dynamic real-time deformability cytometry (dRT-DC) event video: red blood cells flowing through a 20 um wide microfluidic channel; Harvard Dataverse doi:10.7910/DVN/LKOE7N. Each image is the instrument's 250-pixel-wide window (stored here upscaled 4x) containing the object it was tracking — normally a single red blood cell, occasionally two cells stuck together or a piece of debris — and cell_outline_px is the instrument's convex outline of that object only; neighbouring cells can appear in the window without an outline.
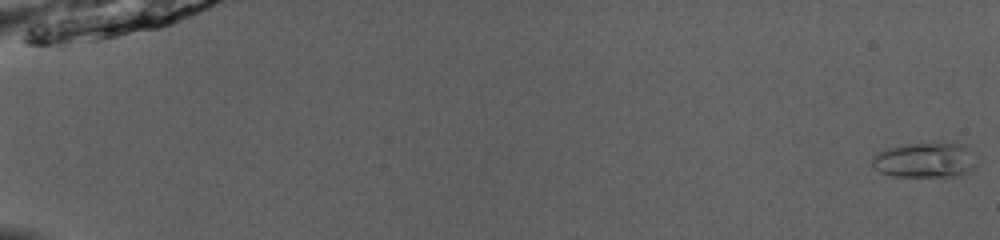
{"species": "common noctule bat (a hibernating species)", "species_latin": "Nyctalus noctula", "temperature_condition": "room temperature", "stored_images_in_passage": 51, "camera_frame_rate_fps": 3000, "um_per_image_px": 0.085, "animal": {"sex": "male", "body_mass_g": 13.0, "forearm_length_mm": 53.1}, "frame": {"image": 1, "passage_image": 1, "time_ms": 0.0, "image_size_px": [1000, 240], "cell_outline_px": [[976, 164], [968, 172], [960, 176], [892, 176], [880, 172], [872, 168], [872, 160], [880, 152], [888, 148], [904, 144], [940, 140], [952, 140], [976, 152]], "centroid_in_image_um": [78.7, 13.56], "position_along_channel_um": 6.3, "area_um2": 22.2}}
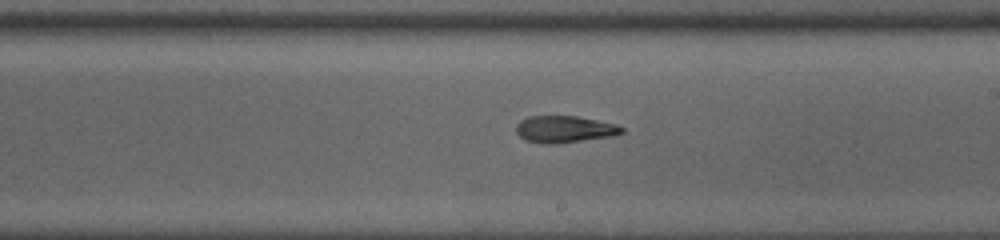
{"frame": {"image": 2, "passage_image": 32, "time_ms": 10.333, "image_size_px": [1000, 240], "cell_outline_px": [[624, 132], [612, 136], [556, 144], [544, 144], [524, 140], [516, 132], [516, 124], [520, 120], [528, 116], [576, 116], [616, 124], [624, 128]], "centroid_in_image_um": [47.95, 10.99], "position_along_channel_um": 241.0, "area_um2": 16.59}}
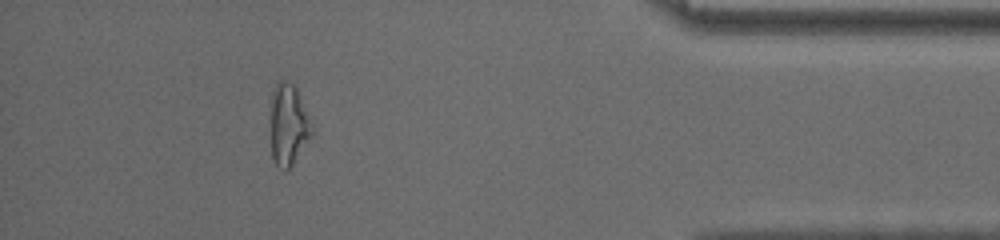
{"frame": {"image": 3, "passage_image": 47, "time_ms": 15.333, "image_size_px": [1000, 240], "cell_outline_px": [[316, 132], [292, 164], [284, 172], [272, 160], [272, 92], [276, 84], [280, 80], [284, 80], [292, 84], [296, 88]], "centroid_in_image_um": [24.56, 10.63], "position_along_channel_um": 410.6, "area_um2": 19.42}, "authors_computed_cell_mechanics": {"area_um2": 17.4556, "velocity_mm_per_s": 4.1102, "shape_relaxation_time_tau1_ms": null, "shape_relaxation_time_tau2_ms": 4.5806, "deformation_change_tau1": null, "deformation_change_tau2": 0.1497}}